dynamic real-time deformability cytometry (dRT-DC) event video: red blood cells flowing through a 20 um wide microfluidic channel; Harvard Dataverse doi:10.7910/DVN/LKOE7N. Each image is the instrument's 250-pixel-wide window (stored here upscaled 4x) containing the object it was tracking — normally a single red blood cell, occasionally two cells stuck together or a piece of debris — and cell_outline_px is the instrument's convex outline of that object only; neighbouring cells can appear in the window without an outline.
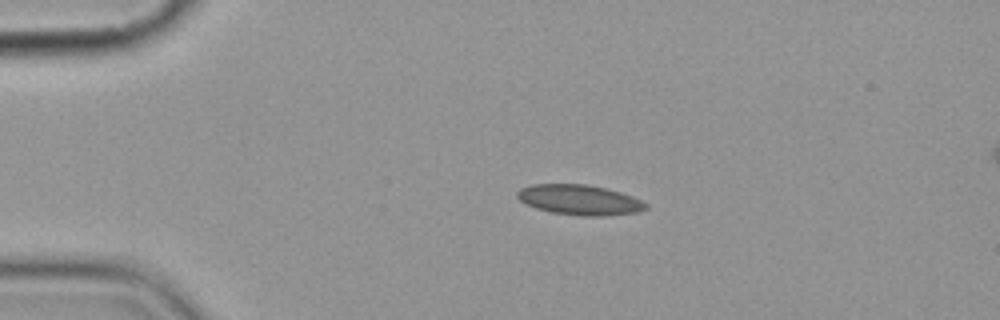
{"species": "common noctule bat (a hibernating species)", "species_latin": "Nyctalus noctula", "temperature_condition": "cold", "stored_images_in_passage": 4, "camera_frame_rate_fps": 3000, "um_per_image_px": 0.085, "animal": {"sex": "female", "body_mass_g": 19.9}, "frame": {"image": 1, "passage_image": 2, "time_ms": 1.333, "image_size_px": [1000, 320], "cell_outline_px": [[648, 208], [636, 212], [604, 216], [584, 216], [552, 212], [536, 208], [520, 200], [516, 196], [516, 192], [520, 188], [532, 184], [584, 184], [608, 188], [632, 196], [648, 204]], "centroid_in_image_um": [49.26, 16.98], "position_along_channel_um": 35.7, "area_um2": 22.54}}